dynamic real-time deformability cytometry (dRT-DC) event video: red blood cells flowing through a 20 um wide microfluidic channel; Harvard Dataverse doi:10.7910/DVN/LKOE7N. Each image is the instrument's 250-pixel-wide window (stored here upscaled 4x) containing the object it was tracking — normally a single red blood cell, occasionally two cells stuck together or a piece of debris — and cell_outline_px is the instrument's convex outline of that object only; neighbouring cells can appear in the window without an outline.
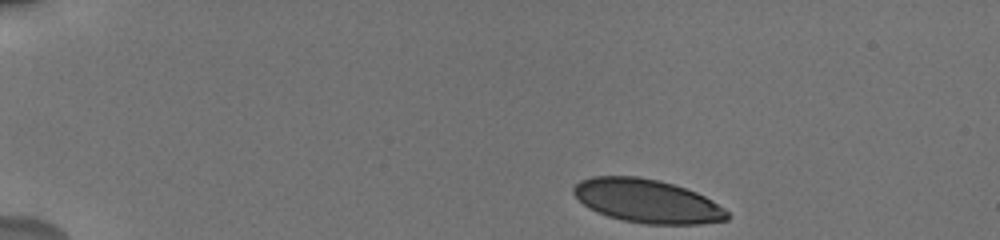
{"species": "human", "species_latin": "Homo sapiens", "temperature_condition": "cold", "stored_images_in_passage": 8, "camera_frame_rate_fps": 3000, "um_per_image_px": 0.085, "donor": {"sex": "male"}, "frame": {"image": 1, "passage_image": 1, "time_ms": 0.0, "image_size_px": [1000, 240], "cell_outline_px": [[728, 220], [700, 224], [644, 224], [624, 220], [608, 216], [596, 212], [588, 208], [572, 192], [572, 188], [580, 180], [592, 176], [636, 176], [660, 180], [696, 192], [712, 200], [724, 208], [728, 212]], "centroid_in_image_um": [55.0, 17.09], "position_along_channel_um": 30.0, "area_um2": 38.96}}
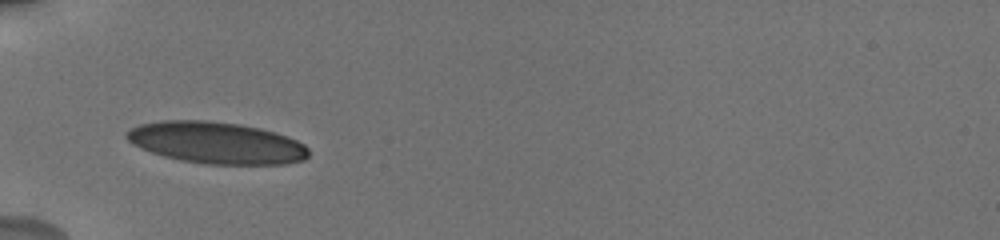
{"frame": {"image": 2, "passage_image": 6, "time_ms": 3.333, "image_size_px": [1000, 240], "cell_outline_px": [[308, 156], [304, 160], [288, 164], [204, 164], [180, 160], [164, 156], [140, 148], [132, 144], [124, 136], [124, 132], [140, 124], [164, 120], [208, 120], [240, 124], [260, 128], [276, 132], [288, 136], [304, 144], [308, 148]], "centroid_in_image_um": [18.4, 12.13], "position_along_channel_um": 66.6, "area_um2": 44.51}}
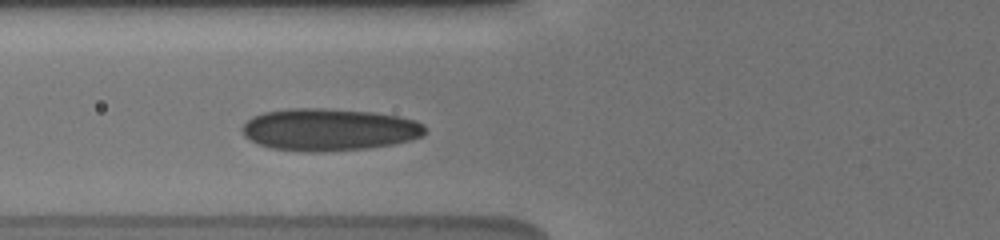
{"frame": {"image": 3, "passage_image": 8, "time_ms": 4.333, "image_size_px": [1000, 240], "cell_outline_px": [[428, 128], [424, 136], [412, 140], [392, 144], [368, 148], [324, 152], [304, 152], [272, 148], [248, 140], [244, 136], [240, 128], [252, 116], [264, 112], [288, 108], [324, 108], [372, 112], [400, 116], [416, 120], [424, 124]], "centroid_in_image_um": [27.99, 11.01], "position_along_channel_um": 97.8, "area_um2": 45.55}}